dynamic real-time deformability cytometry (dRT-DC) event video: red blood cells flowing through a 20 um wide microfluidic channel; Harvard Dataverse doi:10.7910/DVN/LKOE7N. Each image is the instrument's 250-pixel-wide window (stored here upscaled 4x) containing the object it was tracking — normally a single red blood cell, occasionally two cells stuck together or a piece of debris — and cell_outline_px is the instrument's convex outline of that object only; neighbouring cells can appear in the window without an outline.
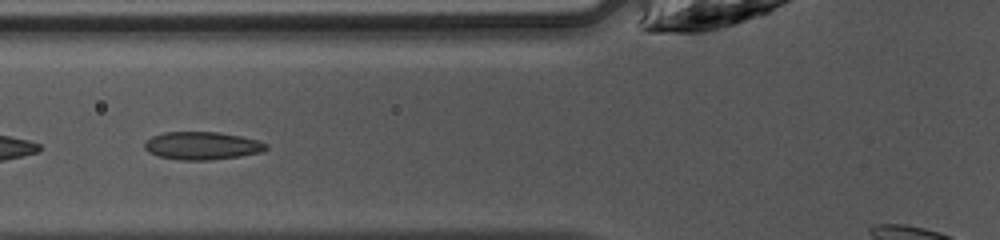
{"species": "common noctule bat (a hibernating species)", "species_latin": "Nyctalus noctula", "temperature_condition": "warm", "stored_images_in_passage": 29, "camera_frame_rate_fps": 3000, "um_per_image_px": 0.085, "animal": {"sex": "female", "body_mass_g": 10.0, "forearm_length_mm": 53.1}, "frame": {"image": 1, "passage_image": 5, "time_ms": 1.333, "image_size_px": [1000, 240], "cell_outline_px": [[268, 148], [264, 152], [240, 156], [212, 160], [180, 160], [160, 156], [148, 152], [144, 148], [144, 144], [152, 136], [164, 132], [220, 132], [260, 140], [268, 144]], "centroid_in_image_um": [17.23, 12.38], "position_along_channel_um": 108.6, "area_um2": 19.88}}